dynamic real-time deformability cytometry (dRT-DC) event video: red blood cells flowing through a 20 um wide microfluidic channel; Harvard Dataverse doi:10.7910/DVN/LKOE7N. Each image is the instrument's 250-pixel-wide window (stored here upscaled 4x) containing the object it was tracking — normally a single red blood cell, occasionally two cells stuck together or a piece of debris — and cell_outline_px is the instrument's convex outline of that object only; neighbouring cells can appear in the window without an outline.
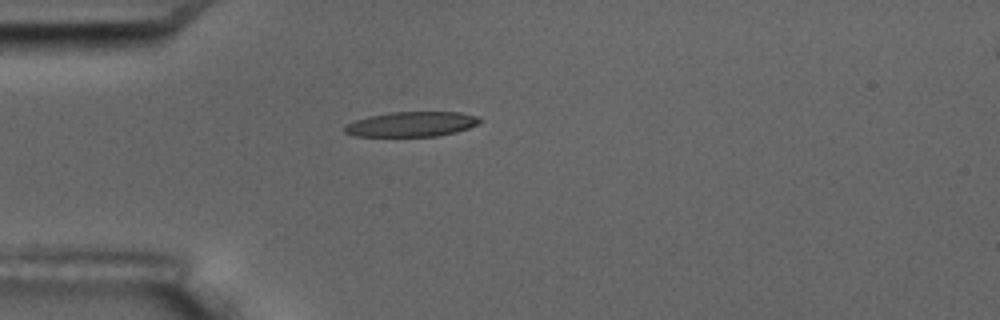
{"species": "common noctule bat (a hibernating species)", "species_latin": "Nyctalus noctula", "temperature_condition": "room temperature", "stored_images_in_passage": 6, "camera_frame_rate_fps": 3000, "um_per_image_px": 0.085, "animal": {"sex": "male", "body_mass_g": 17.5, "forearm_length_mm": 52.3}, "frame": {"image": 1, "passage_image": 5, "time_ms": 4.667, "image_size_px": [1000, 320], "cell_outline_px": [[484, 120], [468, 128], [456, 132], [440, 136], [356, 136], [344, 132], [344, 128], [352, 120], [368, 116], [392, 112], [460, 112], [476, 116]], "centroid_in_image_um": [34.98, 10.55], "position_along_channel_um": 50.0, "area_um2": 19.65}}